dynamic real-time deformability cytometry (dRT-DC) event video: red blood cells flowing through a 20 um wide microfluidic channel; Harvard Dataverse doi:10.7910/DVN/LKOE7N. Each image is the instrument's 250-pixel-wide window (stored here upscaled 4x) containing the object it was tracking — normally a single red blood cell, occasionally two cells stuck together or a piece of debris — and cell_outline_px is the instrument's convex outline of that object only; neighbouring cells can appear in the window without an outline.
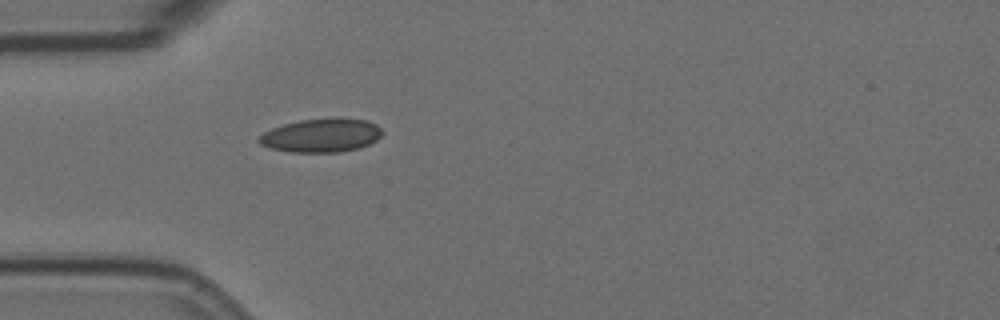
{"species": "Egyptian fruit bat (a non-hibernating species)", "species_latin": "Rousettus aegyptiacus", "temperature_condition": "room temperature", "stored_images_in_passage": 1, "camera_frame_rate_fps": 3000, "um_per_image_px": 0.085, "animal": {"sex": "female"}, "frame": {"image": 1, "passage_image": 1, "time_ms": 0.0, "image_size_px": [1000, 320], "cell_outline_px": [[384, 132], [376, 140], [360, 148], [336, 152], [292, 152], [268, 148], [260, 144], [256, 140], [264, 132], [272, 128], [284, 124], [300, 120], [364, 120], [376, 124]], "centroid_in_image_um": [27.27, 11.54], "position_along_channel_um": 57.7, "area_um2": 23.52}}